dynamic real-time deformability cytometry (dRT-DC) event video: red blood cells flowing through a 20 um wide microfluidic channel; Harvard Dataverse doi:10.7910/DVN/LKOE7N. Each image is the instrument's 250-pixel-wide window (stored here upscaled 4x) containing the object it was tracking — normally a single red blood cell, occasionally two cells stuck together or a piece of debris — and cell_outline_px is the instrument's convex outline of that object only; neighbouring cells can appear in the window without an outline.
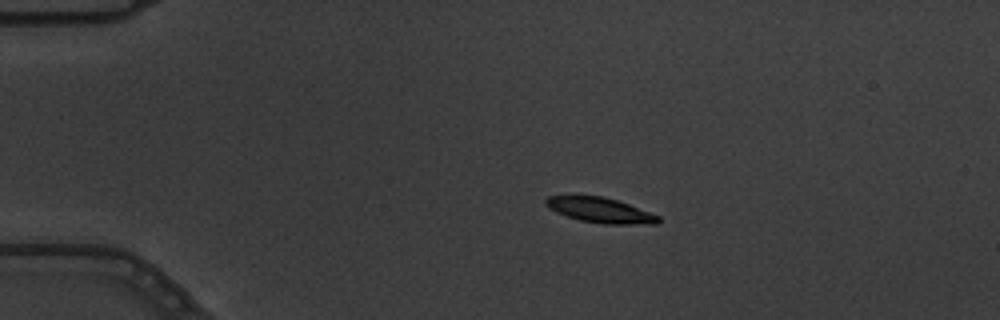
{"species": "common noctule bat (a hibernating species)", "species_latin": "Nyctalus noctula", "temperature_condition": "warm", "stored_images_in_passage": 4, "camera_frame_rate_fps": 3000, "um_per_image_px": 0.085, "animal": {"sex": "male", "body_mass_g": 19.5, "forearm_length_mm": 54.6}, "frame": {"image": 1, "passage_image": 3, "time_ms": 0.667, "image_size_px": [1000, 320], "cell_outline_px": [[660, 220], [656, 224], [604, 224], [580, 220], [556, 212], [548, 208], [544, 204], [544, 200], [548, 196], [568, 192], [604, 196], [628, 204], [660, 216]], "centroid_in_image_um": [50.9, 17.8], "position_along_channel_um": 34.1, "area_um2": 17.17}}